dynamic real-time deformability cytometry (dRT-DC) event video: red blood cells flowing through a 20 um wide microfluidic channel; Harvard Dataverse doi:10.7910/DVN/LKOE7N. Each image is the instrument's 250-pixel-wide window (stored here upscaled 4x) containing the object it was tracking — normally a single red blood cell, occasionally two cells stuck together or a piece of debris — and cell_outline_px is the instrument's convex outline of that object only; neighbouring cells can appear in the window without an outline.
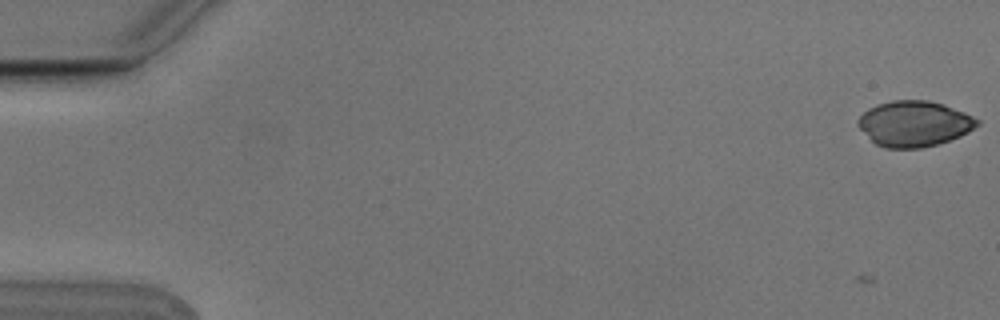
{"species": "Egyptian fruit bat (a non-hibernating species)", "species_latin": "Rousettus aegyptiacus", "temperature_condition": "cold", "stored_images_in_passage": 8, "camera_frame_rate_fps": 3000, "um_per_image_px": 0.085, "animal": {"sex": "male"}, "frame": {"image": 1, "passage_image": 1, "time_ms": 0.0, "image_size_px": [1000, 320], "cell_outline_px": [[980, 124], [968, 132], [960, 136], [936, 144], [920, 148], [884, 148], [876, 144], [856, 124], [856, 120], [868, 108], [876, 104], [892, 100], [928, 100], [944, 104], [964, 112], [980, 120]], "centroid_in_image_um": [77.7, 10.5], "position_along_channel_um": 7.3, "area_um2": 31.67}}